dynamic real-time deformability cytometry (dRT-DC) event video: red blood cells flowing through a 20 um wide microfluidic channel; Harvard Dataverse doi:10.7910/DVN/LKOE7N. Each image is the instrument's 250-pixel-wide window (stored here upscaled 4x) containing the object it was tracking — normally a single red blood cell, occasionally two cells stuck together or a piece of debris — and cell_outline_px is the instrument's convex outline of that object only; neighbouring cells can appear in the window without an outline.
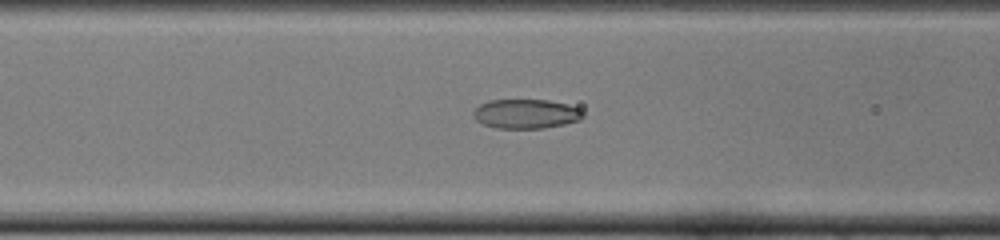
{"species": "common noctule bat (a hibernating species)", "species_latin": "Nyctalus noctula", "temperature_condition": "cold", "stored_images_in_passage": 51, "camera_frame_rate_fps": 3000, "um_per_image_px": 0.085, "animal": {"sex": "female", "body_mass_g": 22.0, "forearm_length_mm": 56.7}, "frame": {"image": 1, "passage_image": 20, "time_ms": 6.333, "image_size_px": [1000, 240], "cell_outline_px": [[584, 116], [580, 120], [564, 124], [544, 128], [496, 128], [484, 124], [476, 120], [472, 116], [472, 112], [480, 104], [488, 100], [548, 100], [568, 104], [580, 108], [584, 112]], "centroid_in_image_um": [44.72, 9.67], "position_along_channel_um": 121.9, "area_um2": 18.9}}
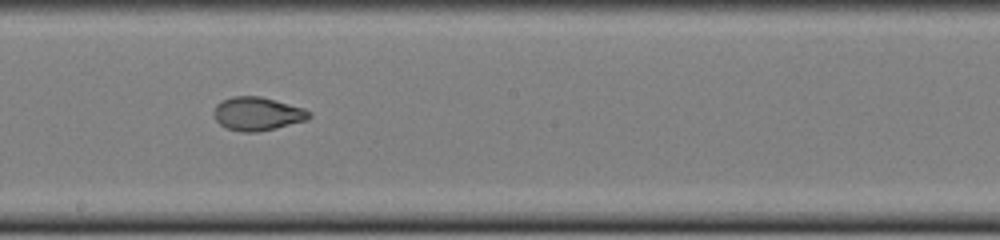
{"frame": {"image": 2, "passage_image": 28, "time_ms": 9.0, "image_size_px": [1000, 240], "cell_outline_px": [[312, 116], [308, 120], [276, 128], [256, 132], [240, 132], [224, 128], [216, 120], [212, 112], [216, 104], [220, 100], [232, 96], [260, 96], [304, 108], [312, 112]], "centroid_in_image_um": [21.86, 9.67], "position_along_channel_um": 226.3, "area_um2": 18.9}}
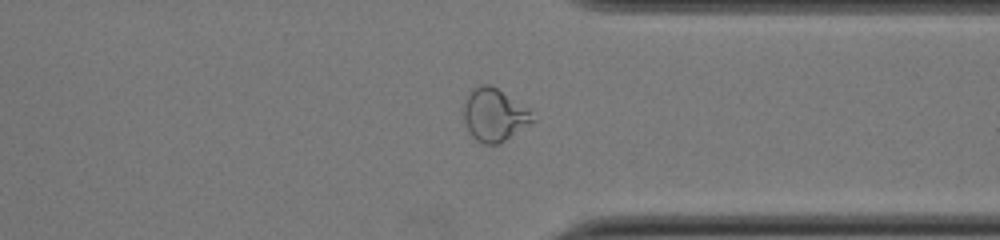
{"frame": {"image": 3, "passage_image": 39, "time_ms": 12.667, "image_size_px": [1000, 240], "cell_outline_px": [[536, 120], [500, 144], [484, 144], [476, 140], [468, 132], [464, 120], [464, 104], [468, 92], [472, 88], [480, 84], [488, 84], [496, 88], [528, 108]], "centroid_in_image_um": [42.0, 9.78], "position_along_channel_um": 369.4, "area_um2": 21.21}, "authors_computed_cell_mechanics": {"area_um2": 20.519, "velocity_mm_per_s": 3.9293, "shape_relaxation_time_tau1_ms": 9.7341, "shape_relaxation_time_tau2_ms": 1.0253, "deformation_change_tau1": 0.285, "deformation_change_tau2": 0.0615}}